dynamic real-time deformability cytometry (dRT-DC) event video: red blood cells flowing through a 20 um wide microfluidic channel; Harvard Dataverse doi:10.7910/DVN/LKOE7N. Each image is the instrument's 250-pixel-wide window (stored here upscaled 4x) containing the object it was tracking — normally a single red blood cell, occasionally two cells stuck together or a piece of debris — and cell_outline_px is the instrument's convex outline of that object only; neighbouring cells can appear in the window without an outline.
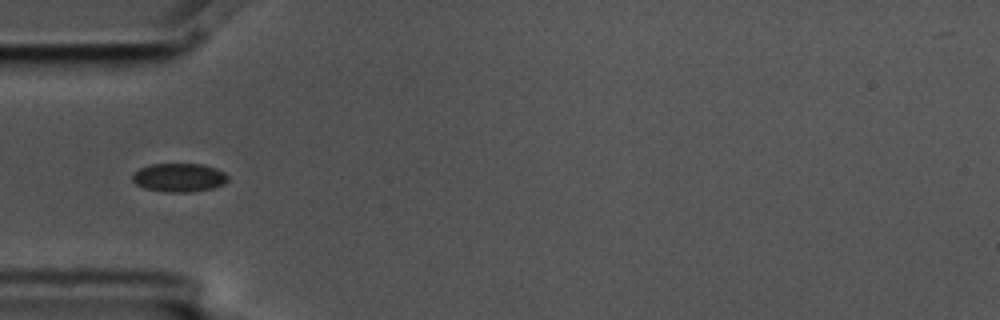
{"species": "common noctule bat (a hibernating species)", "species_latin": "Nyctalus noctula", "temperature_condition": "cold", "stored_images_in_passage": 5, "camera_frame_rate_fps": 3000, "um_per_image_px": 0.085, "animal": {"sex": "male", "body_mass_g": 17.5, "forearm_length_mm": 52.3}, "frame": {"image": 1, "passage_image": 4, "time_ms": 1.0, "image_size_px": [1000, 320], "cell_outline_px": [[228, 180], [224, 184], [212, 188], [188, 192], [164, 192], [144, 188], [136, 184], [132, 180], [132, 172], [148, 164], [204, 164], [216, 168], [224, 172], [228, 176]], "centroid_in_image_um": [15.2, 15.08], "position_along_channel_um": 69.8, "area_um2": 16.07}}